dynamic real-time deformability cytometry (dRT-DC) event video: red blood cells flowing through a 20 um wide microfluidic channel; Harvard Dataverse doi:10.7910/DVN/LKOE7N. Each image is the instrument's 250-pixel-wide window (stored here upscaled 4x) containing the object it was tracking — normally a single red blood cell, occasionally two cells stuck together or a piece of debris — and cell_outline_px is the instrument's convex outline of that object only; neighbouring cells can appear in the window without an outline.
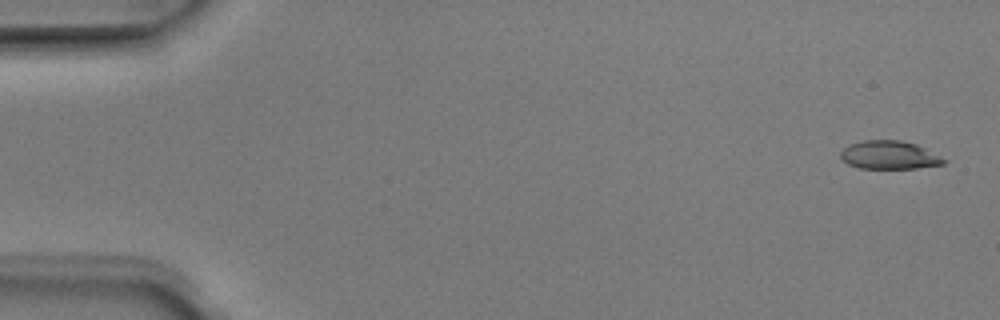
{"species": "Egyptian fruit bat (a non-hibernating species)", "species_latin": "Rousettus aegyptiacus", "temperature_condition": "room temperature", "stored_images_in_passage": 4, "camera_frame_rate_fps": 3000, "um_per_image_px": 0.085, "animal": {"sex": "male"}, "frame": {"image": 1, "passage_image": 1, "time_ms": 0.0, "image_size_px": [1000, 320], "cell_outline_px": [[948, 160], [944, 164], [916, 168], [860, 168], [848, 164], [840, 156], [840, 152], [848, 144], [864, 140], [900, 140], [916, 144]], "centroid_in_image_um": [75.58, 13.17], "position_along_channel_um": 9.4, "area_um2": 16.94}}
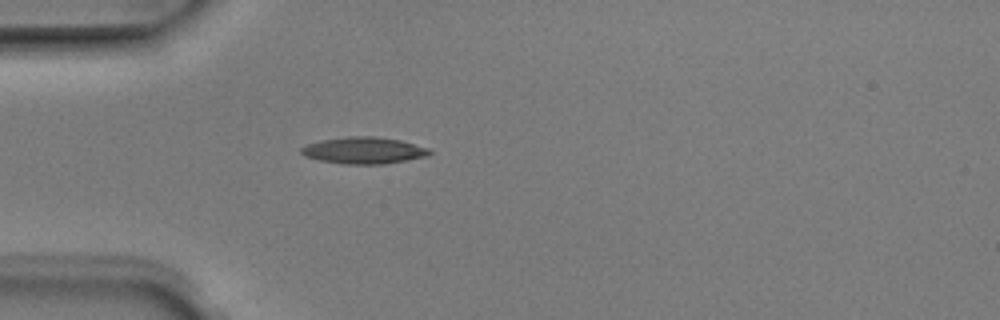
{"frame": {"image": 2, "passage_image": 4, "time_ms": 1.0, "image_size_px": [1000, 320], "cell_outline_px": [[432, 152], [428, 156], [384, 164], [348, 164], [320, 160], [304, 156], [300, 152], [300, 148], [308, 144], [324, 140], [348, 136], [376, 136], [400, 140], [428, 148]], "centroid_in_image_um": [30.94, 12.78], "position_along_channel_um": 54.1, "area_um2": 19.77}}